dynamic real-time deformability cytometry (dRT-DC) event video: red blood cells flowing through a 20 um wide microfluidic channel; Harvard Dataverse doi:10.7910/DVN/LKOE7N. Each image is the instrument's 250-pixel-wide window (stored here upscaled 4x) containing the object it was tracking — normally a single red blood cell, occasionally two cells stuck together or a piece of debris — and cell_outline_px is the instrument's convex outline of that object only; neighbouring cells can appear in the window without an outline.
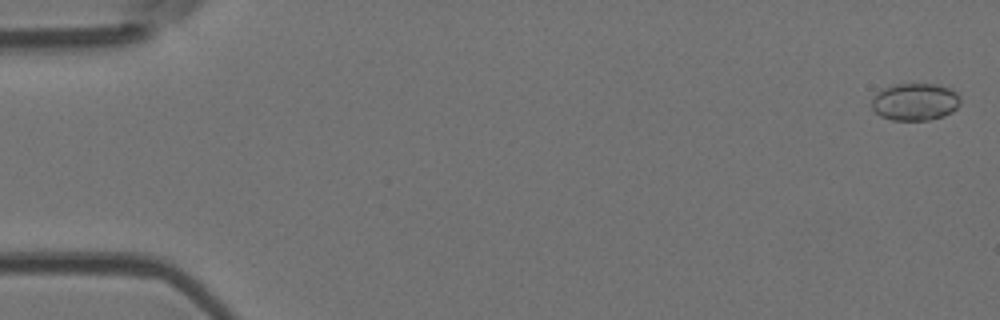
{"species": "Egyptian fruit bat (a non-hibernating species)", "species_latin": "Rousettus aegyptiacus", "temperature_condition": "room temperature", "stored_images_in_passage": 20, "camera_frame_rate_fps": 3000, "um_per_image_px": 0.085, "animal": {"sex": "female"}, "frame": {"image": 1, "passage_image": 2, "time_ms": 0.333, "image_size_px": [1000, 320], "cell_outline_px": [[960, 104], [952, 112], [944, 116], [928, 120], [892, 120], [880, 116], [872, 108], [872, 96], [876, 92], [892, 84], [936, 84], [952, 88], [960, 96]], "centroid_in_image_um": [77.78, 8.65], "position_along_channel_um": 7.2, "area_um2": 19.54}}
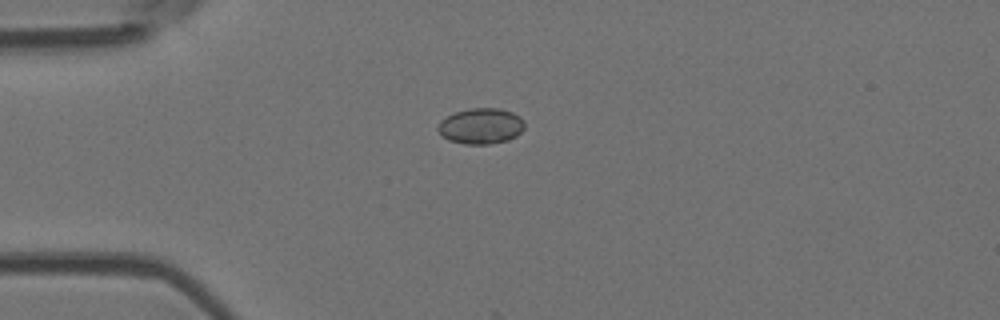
{"frame": {"image": 2, "passage_image": 14, "time_ms": 4.333, "image_size_px": [1000, 320], "cell_outline_px": [[524, 128], [516, 136], [508, 140], [488, 144], [464, 144], [448, 140], [436, 128], [440, 120], [456, 112], [472, 108], [500, 108], [512, 112], [520, 116], [524, 120]], "centroid_in_image_um": [40.89, 10.71], "position_along_channel_um": 44.1, "area_um2": 18.03}}
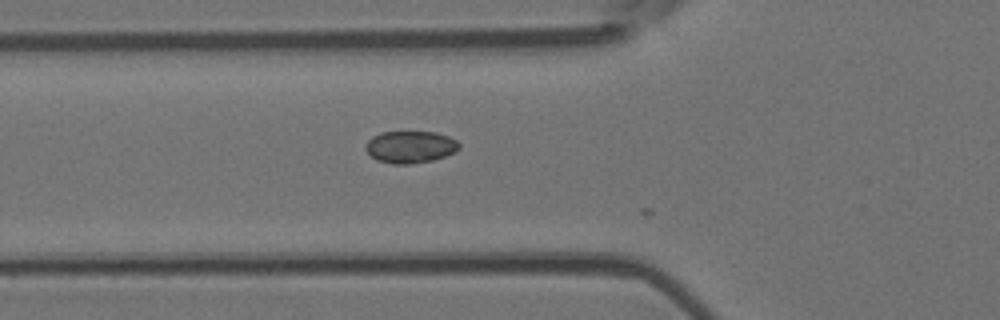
{"frame": {"image": 3, "passage_image": 19, "time_ms": 6.0, "image_size_px": [1000, 320], "cell_outline_px": [[460, 148], [456, 152], [432, 160], [408, 164], [392, 164], [376, 160], [364, 148], [368, 140], [372, 136], [380, 132], [436, 132], [448, 136], [456, 140], [460, 144]], "centroid_in_image_um": [34.87, 12.48], "position_along_channel_um": 90.9, "area_um2": 17.51}}